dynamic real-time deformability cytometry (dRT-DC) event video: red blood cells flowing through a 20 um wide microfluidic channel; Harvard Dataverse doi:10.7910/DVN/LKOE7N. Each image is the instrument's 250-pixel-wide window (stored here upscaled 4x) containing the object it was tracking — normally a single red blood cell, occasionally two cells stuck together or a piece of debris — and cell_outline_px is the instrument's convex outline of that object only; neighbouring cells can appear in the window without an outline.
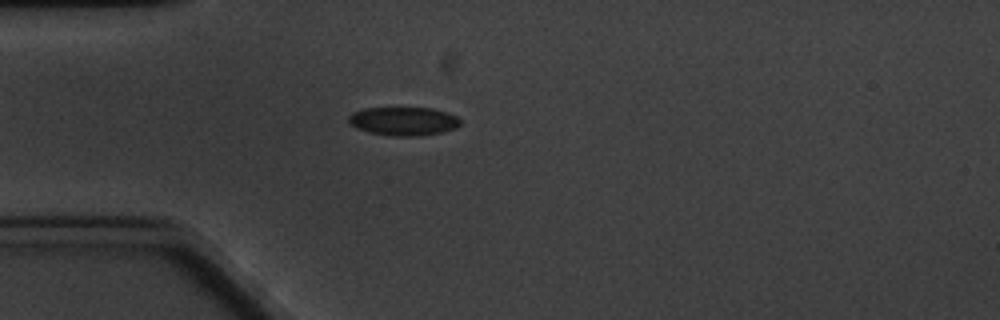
{"species": "common noctule bat (a hibernating species)", "species_latin": "Nyctalus noctula", "temperature_condition": "cold", "stored_images_in_passage": 9, "camera_frame_rate_fps": 3000, "um_per_image_px": 0.085, "animal": {"sex": "male", "body_mass_g": 20.1, "forearm_length_mm": 53.5}, "frame": {"image": 1, "passage_image": 3, "time_ms": 2.667, "image_size_px": [1000, 320], "cell_outline_px": [[460, 124], [456, 128], [444, 132], [420, 136], [392, 136], [368, 132], [356, 128], [348, 120], [348, 116], [352, 112], [364, 108], [432, 108], [448, 112], [456, 116], [460, 120]], "centroid_in_image_um": [34.31, 10.3], "position_along_channel_um": 50.7, "area_um2": 18.73}}
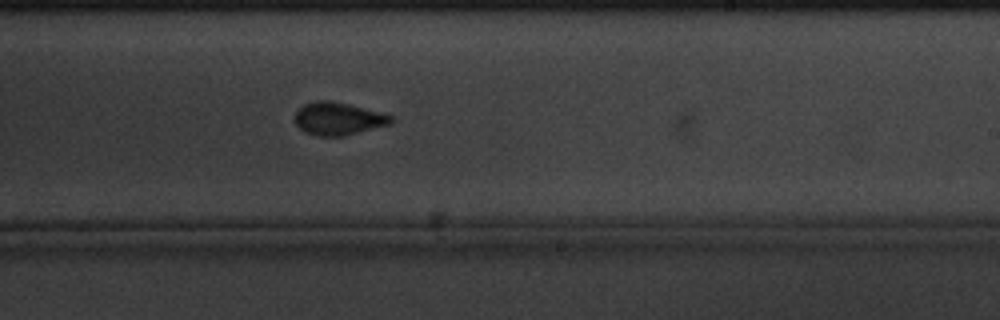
{"frame": {"image": 2, "passage_image": 9, "time_ms": 9.333, "image_size_px": [1000, 320], "cell_outline_px": [[392, 124], [344, 136], [316, 136], [304, 132], [296, 124], [296, 112], [304, 104], [316, 100], [332, 100], [380, 112], [392, 116]], "centroid_in_image_um": [28.75, 10.09], "position_along_channel_um": 260.3, "area_um2": 18.32}}